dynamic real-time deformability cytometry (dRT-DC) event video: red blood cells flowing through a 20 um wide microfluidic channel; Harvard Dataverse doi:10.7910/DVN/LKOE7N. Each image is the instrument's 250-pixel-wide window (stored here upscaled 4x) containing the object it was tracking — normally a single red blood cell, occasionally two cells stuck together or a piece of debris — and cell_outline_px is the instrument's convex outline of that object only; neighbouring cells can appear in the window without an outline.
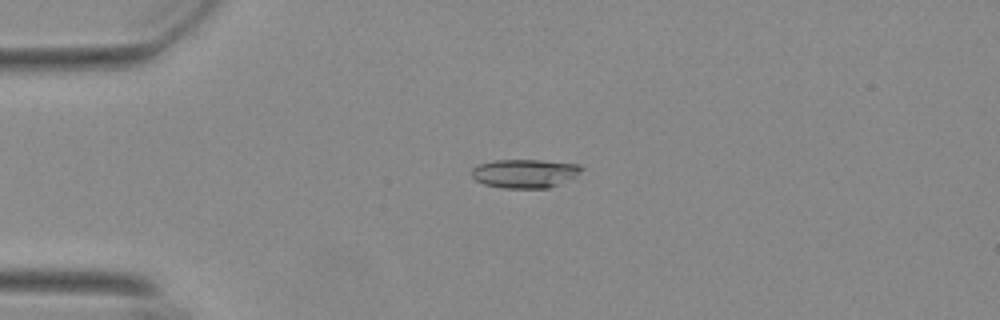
{"species": "Egyptian fruit bat (a non-hibernating species)", "species_latin": "Rousettus aegyptiacus", "temperature_condition": "warm", "stored_images_in_passage": 52, "camera_frame_rate_fps": 3000, "um_per_image_px": 0.085, "animal": {"sex": "female"}, "frame": {"image": 1, "passage_image": 10, "time_ms": 3.0, "image_size_px": [1000, 320], "cell_outline_px": [[584, 168], [576, 176], [548, 188], [504, 188], [484, 184], [476, 180], [472, 176], [472, 168], [476, 164], [496, 160], [540, 160], [576, 164]], "centroid_in_image_um": [44.57, 14.74], "position_along_channel_um": 40.4, "area_um2": 18.26}}
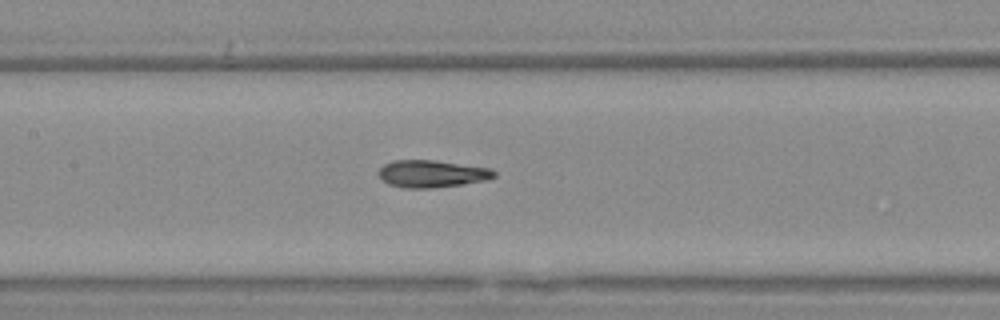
{"frame": {"image": 2, "passage_image": 23, "time_ms": 7.333, "image_size_px": [1000, 320], "cell_outline_px": [[496, 176], [484, 180], [460, 184], [428, 188], [404, 188], [388, 184], [380, 176], [380, 168], [384, 164], [392, 160], [432, 160], [492, 168], [496, 172]], "centroid_in_image_um": [36.71, 14.76], "position_along_channel_um": 170.7, "area_um2": 18.09}}
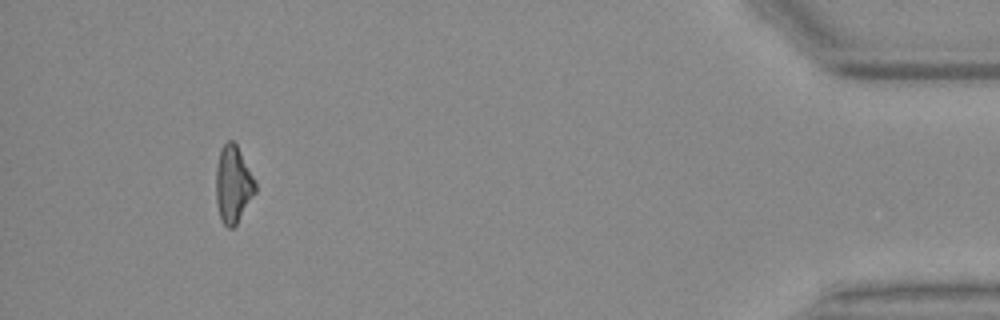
{"frame": {"image": 3, "passage_image": 48, "time_ms": 15.667, "image_size_px": [1000, 320], "cell_outline_px": [[256, 192], [236, 224], [232, 228], [228, 228], [224, 224], [220, 216], [216, 204], [216, 168], [220, 148], [228, 140], [232, 140], [236, 144], [256, 180]], "centroid_in_image_um": [19.82, 15.65], "position_along_channel_um": 415.4, "area_um2": 17.69}, "authors_computed_cell_mechanics": {"area_um2": 18.2937, "velocity_mm_per_s": 3.7393, "shape_relaxation_time_tau1_ms": 7.3635, "shape_relaxation_time_tau2_ms": 3.373, "deformation_change_tau1": 0.2137, "deformation_change_tau2": 0.0881}}